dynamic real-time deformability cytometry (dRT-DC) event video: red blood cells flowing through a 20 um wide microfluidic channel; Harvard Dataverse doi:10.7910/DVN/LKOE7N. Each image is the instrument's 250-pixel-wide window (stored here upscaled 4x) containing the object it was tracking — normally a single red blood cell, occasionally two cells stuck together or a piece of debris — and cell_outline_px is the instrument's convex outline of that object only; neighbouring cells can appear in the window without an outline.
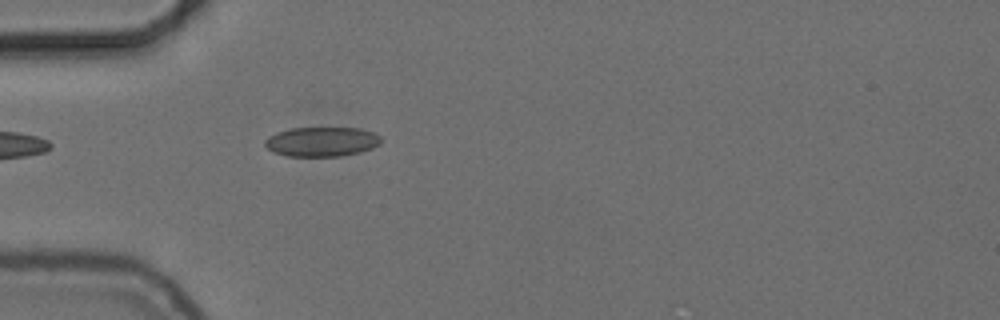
{"species": "common noctule bat (a hibernating species)", "species_latin": "Nyctalus noctula", "temperature_condition": "cold", "stored_images_in_passage": 22, "camera_frame_rate_fps": 3000, "um_per_image_px": 0.085, "animal": {"sex": "female", "body_mass_g": 24.6, "forearm_length_mm": 56.2}, "frame": {"image": 1, "passage_image": 1, "time_ms": 0.0, "image_size_px": [1000, 320], "cell_outline_px": [[380, 144], [372, 148], [360, 152], [340, 156], [288, 156], [272, 152], [264, 144], [264, 140], [268, 136], [276, 132], [292, 128], [360, 128], [376, 132], [380, 136]], "centroid_in_image_um": [27.34, 12.04], "position_along_channel_um": 57.7, "area_um2": 20.11}}
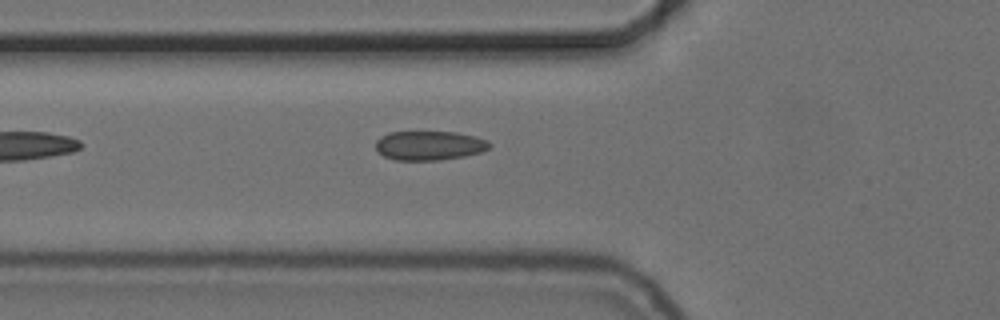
{"frame": {"image": 2, "passage_image": 4, "time_ms": 1.0, "image_size_px": [1000, 320], "cell_outline_px": [[492, 144], [484, 152], [464, 156], [440, 160], [396, 160], [384, 156], [376, 148], [376, 140], [380, 136], [388, 132], [456, 132], [476, 136], [488, 140]], "centroid_in_image_um": [36.53, 12.36], "position_along_channel_um": 89.3, "area_um2": 19.54}}
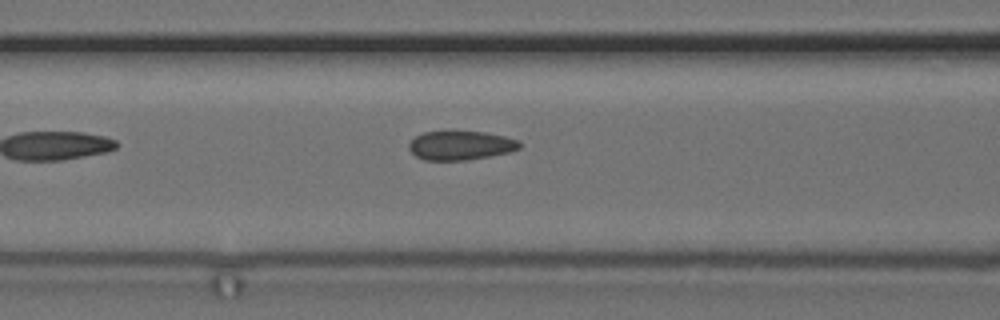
{"frame": {"image": 3, "passage_image": 7, "time_ms": 2.0, "image_size_px": [1000, 320], "cell_outline_px": [[520, 148], [512, 152], [468, 160], [424, 160], [416, 156], [408, 148], [408, 144], [416, 136], [424, 132], [484, 132], [504, 136], [520, 140]], "centroid_in_image_um": [39.18, 12.37], "position_along_channel_um": 127.4, "area_um2": 18.67}}